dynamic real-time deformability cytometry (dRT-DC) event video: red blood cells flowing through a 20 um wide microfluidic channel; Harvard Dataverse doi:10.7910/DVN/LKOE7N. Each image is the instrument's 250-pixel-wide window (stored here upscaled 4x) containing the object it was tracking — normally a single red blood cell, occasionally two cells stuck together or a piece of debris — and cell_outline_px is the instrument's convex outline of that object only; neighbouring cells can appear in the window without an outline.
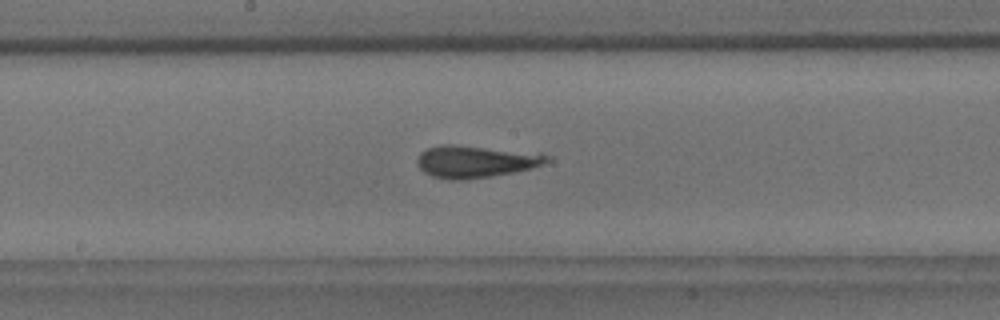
{"species": "common noctule bat (a hibernating species)", "species_latin": "Nyctalus noctula", "temperature_condition": "room temperature", "stored_images_in_passage": 37, "camera_frame_rate_fps": 3000, "um_per_image_px": 0.085, "animal": {"sex": "male", "body_mass_g": 18.8}, "frame": {"image": 1, "passage_image": 13, "time_ms": 4.0, "image_size_px": [1000, 320], "cell_outline_px": [[552, 160], [544, 164], [532, 168], [492, 176], [464, 180], [448, 180], [432, 176], [424, 172], [420, 168], [416, 160], [420, 152], [428, 148], [440, 144], [452, 144], [540, 152], [552, 156]], "centroid_in_image_um": [40.47, 13.72], "position_along_channel_um": 207.7, "area_um2": 24.8}}
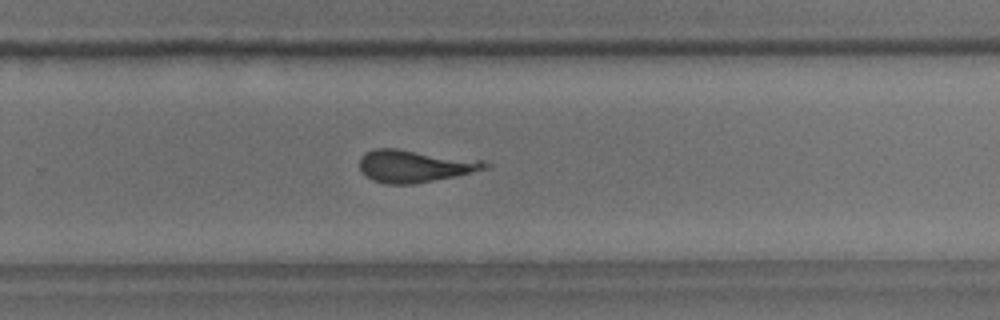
{"frame": {"image": 2, "passage_image": 20, "time_ms": 6.333, "image_size_px": [1000, 320], "cell_outline_px": [[492, 164], [488, 168], [456, 176], [412, 184], [388, 184], [372, 180], [364, 176], [360, 172], [360, 156], [364, 152], [376, 148], [396, 148], [484, 160]], "centroid_in_image_um": [35.24, 14.1], "position_along_channel_um": 294.6, "area_um2": 23.93}}
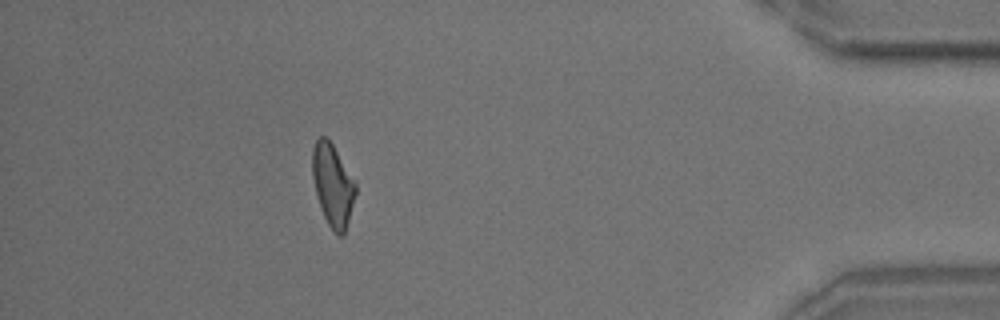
{"frame": {"image": 3, "passage_image": 33, "time_ms": 10.667, "image_size_px": [1000, 320], "cell_outline_px": [[356, 192], [344, 236], [340, 236], [328, 224], [324, 216], [316, 192], [312, 176], [312, 148], [316, 140], [320, 136], [324, 136], [332, 144], [356, 180]], "centroid_in_image_um": [28.29, 15.7], "position_along_channel_um": 406.9, "area_um2": 20.52}}